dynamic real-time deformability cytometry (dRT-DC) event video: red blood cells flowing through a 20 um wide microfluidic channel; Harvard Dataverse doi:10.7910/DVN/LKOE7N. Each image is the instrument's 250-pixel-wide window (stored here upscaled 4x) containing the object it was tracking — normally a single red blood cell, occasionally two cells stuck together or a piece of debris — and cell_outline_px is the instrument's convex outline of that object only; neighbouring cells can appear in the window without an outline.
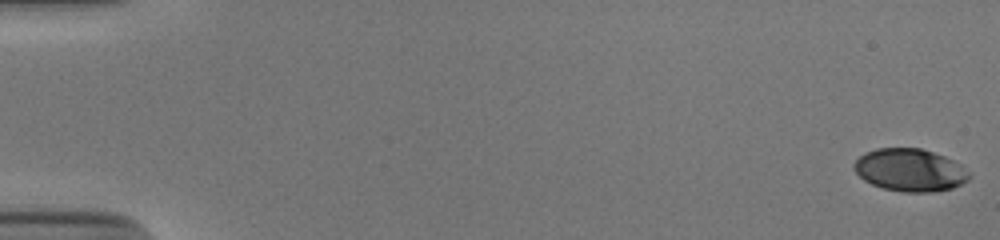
{"species": "human", "species_latin": "Homo sapiens", "temperature_condition": "cold", "stored_images_in_passage": 54, "camera_frame_rate_fps": 3000, "um_per_image_px": 0.085, "donor": {"sex": "male"}, "frame": {"image": 1, "passage_image": 1, "time_ms": 0.0, "image_size_px": [1000, 240], "cell_outline_px": [[972, 176], [968, 180], [952, 188], [932, 192], [904, 192], [884, 188], [872, 184], [864, 180], [852, 168], [852, 164], [864, 152], [876, 148], [920, 148], [944, 156], [960, 164]], "centroid_in_image_um": [77.32, 14.45], "position_along_channel_um": 7.7, "area_um2": 28.55}}
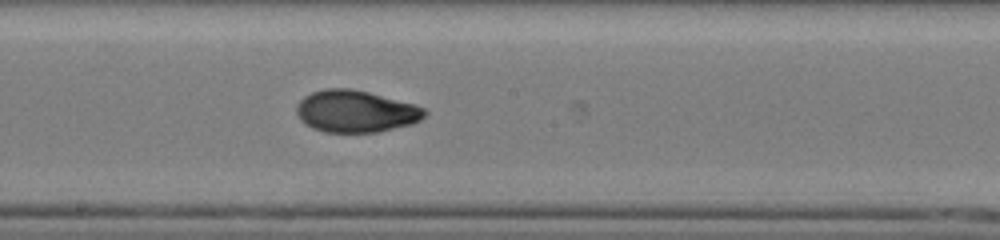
{"frame": {"image": 2, "passage_image": 31, "time_ms": 10.0, "image_size_px": [1000, 240], "cell_outline_px": [[428, 112], [420, 120], [412, 124], [380, 132], [324, 132], [312, 128], [304, 124], [300, 120], [296, 112], [296, 104], [304, 96], [312, 92], [324, 88], [348, 88], [368, 92], [416, 104], [424, 108]], "centroid_in_image_um": [30.22, 9.46], "position_along_channel_um": 218.0, "area_um2": 31.62}}
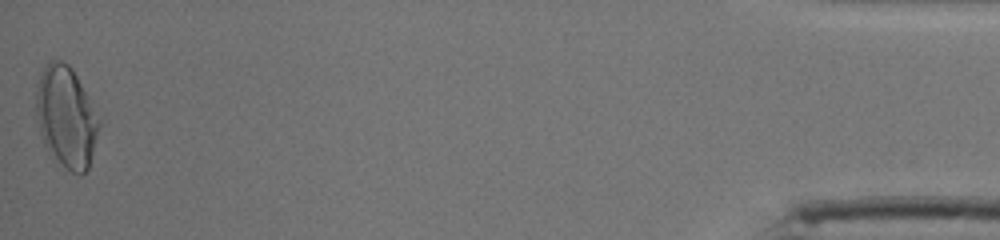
{"frame": {"image": 3, "passage_image": 54, "time_ms": 17.667, "image_size_px": [1000, 240], "cell_outline_px": [[100, 124], [88, 168], [80, 176], [72, 172], [52, 160], [44, 144], [40, 132], [36, 116], [36, 84], [40, 72], [52, 60], [60, 60], [68, 64], [72, 68], [100, 120]], "centroid_in_image_um": [5.59, 9.97], "position_along_channel_um": 429.6, "area_um2": 37.05}, "authors_computed_cell_mechanics": {"area_um2": 30.6918, "velocity_mm_per_s": 3.8889, "shape_relaxation_time_tau1_ms": 8.0069, "shape_relaxation_time_tau2_ms": 1.3538, "deformation_change_tau1": 0.2443, "deformation_change_tau2": 0.0523}}